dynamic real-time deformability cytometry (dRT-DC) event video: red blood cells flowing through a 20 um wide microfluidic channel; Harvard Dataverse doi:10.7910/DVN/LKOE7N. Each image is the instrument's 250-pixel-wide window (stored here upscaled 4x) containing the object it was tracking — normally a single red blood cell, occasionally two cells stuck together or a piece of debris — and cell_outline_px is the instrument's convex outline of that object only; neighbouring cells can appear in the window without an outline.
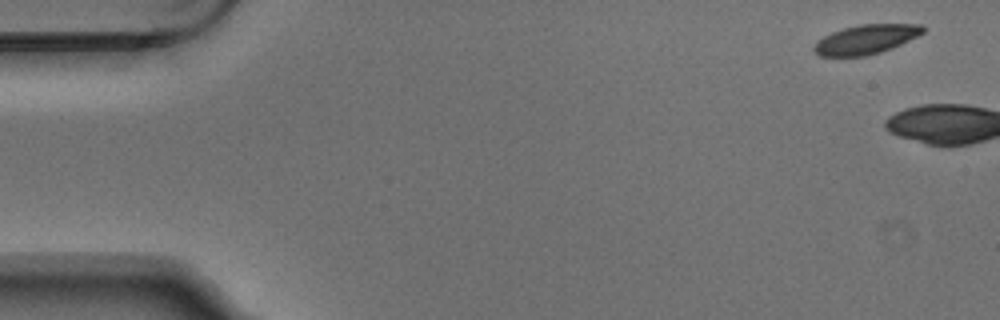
{"species": "Egyptian fruit bat (a non-hibernating species)", "species_latin": "Rousettus aegyptiacus", "temperature_condition": "warm", "stored_images_in_passage": 2, "camera_frame_rate_fps": 3000, "um_per_image_px": 0.085, "animal": {"sex": "male"}, "frame": {"image": 1, "passage_image": 1, "time_ms": 0.0, "image_size_px": [1000, 320], "cell_outline_px": [[924, 32], [892, 48], [880, 52], [864, 56], [820, 56], [812, 52], [812, 48], [816, 40], [832, 32], [844, 28], [860, 24], [920, 24], [924, 28]], "centroid_in_image_um": [73.54, 3.35], "position_along_channel_um": 11.5, "area_um2": 18.55}}